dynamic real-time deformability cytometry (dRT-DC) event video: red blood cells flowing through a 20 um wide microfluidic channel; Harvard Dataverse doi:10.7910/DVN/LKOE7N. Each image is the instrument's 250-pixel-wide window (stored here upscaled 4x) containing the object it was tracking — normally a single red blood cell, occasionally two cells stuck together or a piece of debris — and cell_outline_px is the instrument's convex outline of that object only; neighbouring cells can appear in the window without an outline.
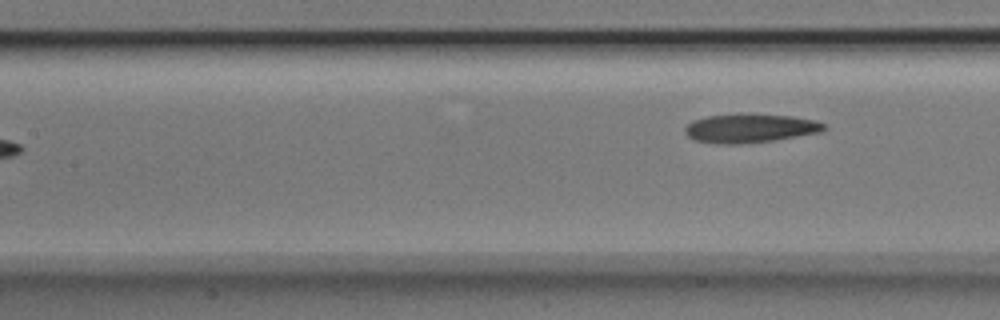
{"species": "Egyptian fruit bat (a non-hibernating species)", "species_latin": "Rousettus aegyptiacus", "temperature_condition": "room temperature", "stored_images_in_passage": 4, "camera_frame_rate_fps": 3000, "um_per_image_px": 0.085, "animal": {"sex": "male"}, "frame": {"image": 1, "passage_image": 4, "time_ms": 1.0, "image_size_px": [1000, 320], "cell_outline_px": [[828, 128], [820, 132], [772, 140], [736, 144], [720, 144], [696, 140], [688, 136], [684, 132], [684, 128], [692, 120], [708, 116], [792, 116], [816, 120], [828, 124]], "centroid_in_image_um": [63.78, 10.93], "position_along_channel_um": 143.6, "area_um2": 22.48}}